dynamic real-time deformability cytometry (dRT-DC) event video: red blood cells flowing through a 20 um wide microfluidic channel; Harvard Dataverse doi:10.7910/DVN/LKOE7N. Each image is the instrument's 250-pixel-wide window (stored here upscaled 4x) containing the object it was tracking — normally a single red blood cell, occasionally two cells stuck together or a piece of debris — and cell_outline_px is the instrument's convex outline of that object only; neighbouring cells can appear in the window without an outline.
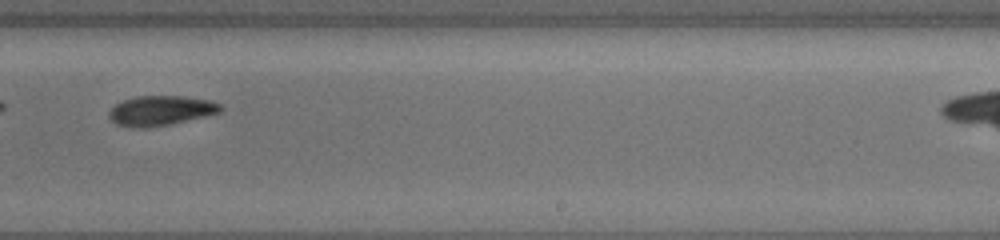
{"species": "common noctule bat (a hibernating species)", "species_latin": "Nyctalus noctula", "temperature_condition": "cold", "stored_images_in_passage": 17, "camera_frame_rate_fps": 3000, "um_per_image_px": 0.085, "animal": {"sex": "female", "body_mass_g": 19.5, "forearm_length_mm": 54.1}, "frame": {"image": 1, "passage_image": 12, "time_ms": 3.667, "image_size_px": [1000, 240], "cell_outline_px": [[224, 108], [220, 112], [204, 116], [168, 124], [148, 128], [132, 128], [116, 124], [108, 116], [108, 112], [116, 104], [124, 100], [136, 96], [184, 96], [208, 100], [220, 104]], "centroid_in_image_um": [13.63, 9.4], "position_along_channel_um": 275.4, "area_um2": 19.25}}